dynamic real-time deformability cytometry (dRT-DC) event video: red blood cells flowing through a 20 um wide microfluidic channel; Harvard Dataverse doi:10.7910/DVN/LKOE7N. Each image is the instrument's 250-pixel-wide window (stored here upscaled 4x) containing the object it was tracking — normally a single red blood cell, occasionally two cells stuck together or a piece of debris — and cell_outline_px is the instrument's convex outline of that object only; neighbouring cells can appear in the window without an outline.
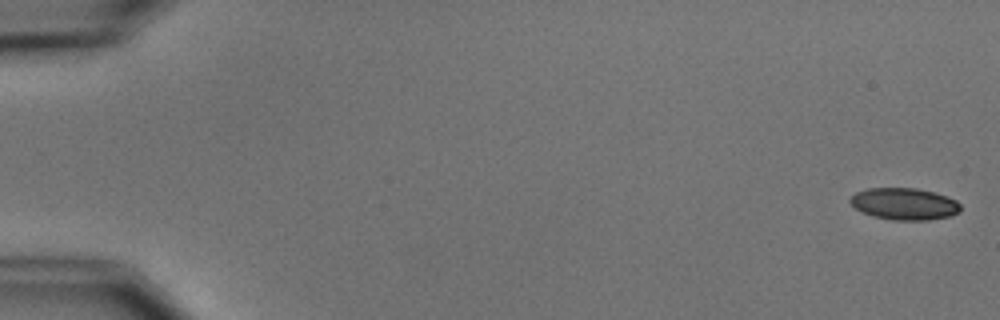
{"species": "common noctule bat (a hibernating species)", "species_latin": "Nyctalus noctula", "temperature_condition": "cold", "stored_images_in_passage": 7, "camera_frame_rate_fps": 3000, "um_per_image_px": 0.085, "animal": {"sex": "male", "body_mass_g": 15.6}, "frame": {"image": 1, "passage_image": 1, "time_ms": 0.0, "image_size_px": [1000, 320], "cell_outline_px": [[960, 212], [952, 216], [928, 220], [892, 220], [872, 216], [856, 208], [848, 200], [856, 192], [868, 188], [916, 188], [948, 196], [956, 200], [960, 204]], "centroid_in_image_um": [76.89, 17.33], "position_along_channel_um": 8.1, "area_um2": 20.52}}